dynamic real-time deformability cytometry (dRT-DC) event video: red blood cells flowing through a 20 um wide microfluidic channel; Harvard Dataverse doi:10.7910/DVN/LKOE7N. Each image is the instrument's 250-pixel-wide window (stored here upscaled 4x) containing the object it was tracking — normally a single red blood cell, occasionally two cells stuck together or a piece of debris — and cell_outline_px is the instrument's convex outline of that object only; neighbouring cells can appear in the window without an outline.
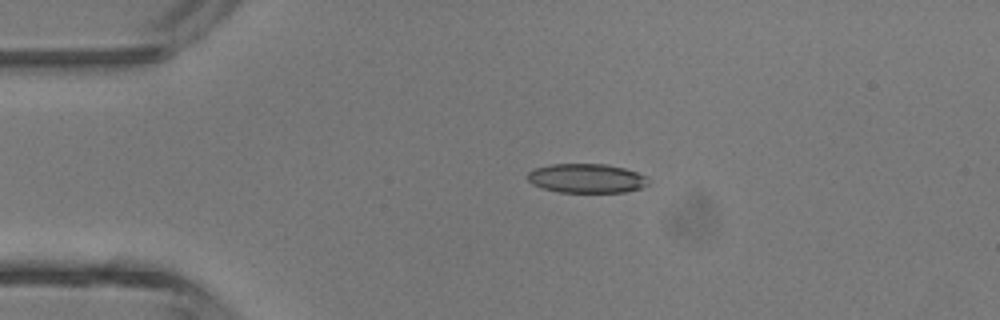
{"species": "common noctule bat (a hibernating species)", "species_latin": "Nyctalus noctula", "temperature_condition": "room temperature", "stored_images_in_passage": 4, "camera_frame_rate_fps": 3000, "um_per_image_px": 0.085, "animal": {"sex": "male", "body_mass_g": 13.3}, "frame": {"image": 1, "passage_image": 3, "time_ms": 2.667, "image_size_px": [1000, 320], "cell_outline_px": [[648, 184], [640, 188], [624, 192], [560, 192], [544, 188], [532, 184], [528, 180], [528, 172], [536, 168], [552, 164], [608, 164], [624, 168], [636, 172], [644, 176]], "centroid_in_image_um": [49.84, 15.15], "position_along_channel_um": 35.2, "area_um2": 20.29}}